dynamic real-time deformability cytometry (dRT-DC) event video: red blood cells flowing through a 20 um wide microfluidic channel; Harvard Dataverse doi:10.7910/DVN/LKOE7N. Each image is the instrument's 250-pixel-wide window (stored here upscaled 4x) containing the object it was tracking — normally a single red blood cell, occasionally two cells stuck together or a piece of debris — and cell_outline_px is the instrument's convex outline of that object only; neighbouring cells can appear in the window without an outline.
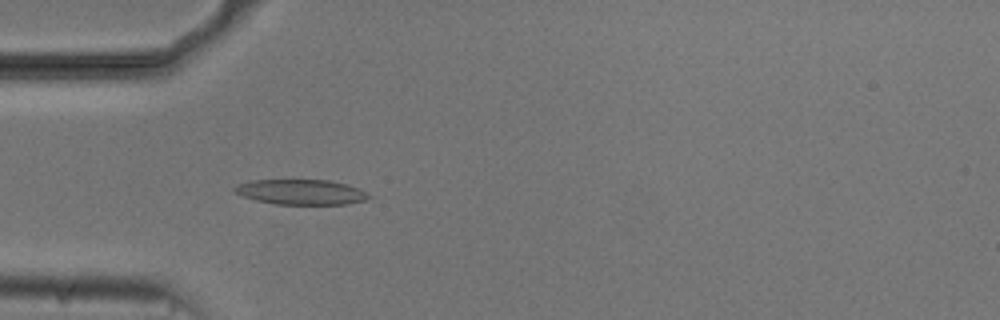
{"species": "common noctule bat (a hibernating species)", "species_latin": "Nyctalus noctula", "temperature_condition": "cold", "stored_images_in_passage": 54, "camera_frame_rate_fps": 3000, "um_per_image_px": 0.085, "animal": {"sex": "male", "body_mass_g": 20.5, "forearm_length_mm": 52.5}, "frame": {"image": 1, "passage_image": 16, "time_ms": 5.0, "image_size_px": [1000, 320], "cell_outline_px": [[372, 196], [368, 200], [344, 204], [276, 204], [256, 200], [244, 196], [236, 192], [232, 188], [236, 184], [252, 180], [328, 180], [360, 188]], "centroid_in_image_um": [25.61, 16.32], "position_along_channel_um": 59.4, "area_um2": 19.59}}
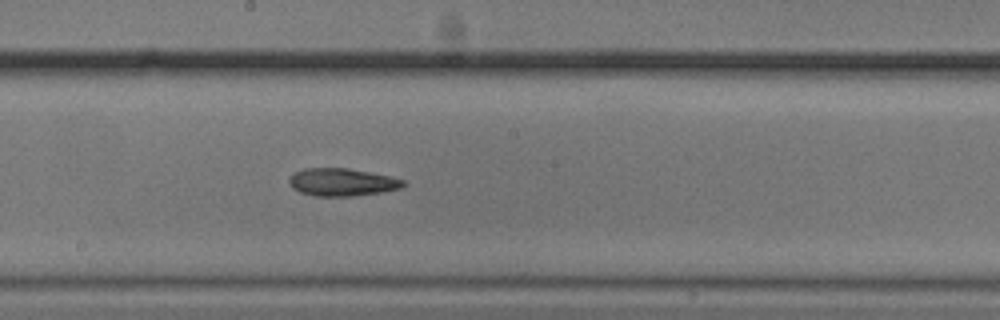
{"frame": {"image": 2, "passage_image": 29, "time_ms": 9.333, "image_size_px": [1000, 320], "cell_outline_px": [[408, 184], [400, 188], [380, 192], [352, 196], [316, 196], [300, 192], [292, 188], [288, 184], [288, 180], [296, 172], [304, 168], [348, 168], [388, 176], [404, 180]], "centroid_in_image_um": [29.06, 15.48], "position_along_channel_um": 219.1, "area_um2": 18.26}}
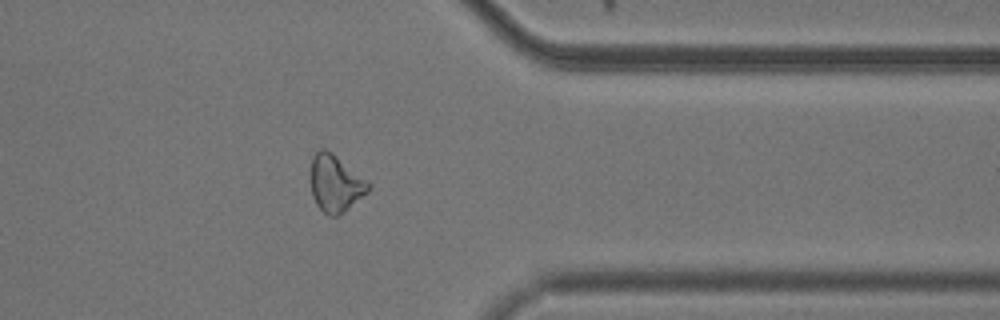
{"frame": {"image": 3, "passage_image": 43, "time_ms": 14.0, "image_size_px": [1000, 320], "cell_outline_px": [[372, 184], [368, 192], [340, 216], [328, 216], [316, 204], [312, 196], [308, 180], [308, 176], [312, 156], [320, 148], [324, 148], [332, 152], [368, 180]], "centroid_in_image_um": [28.48, 15.58], "position_along_channel_um": 382.9, "area_um2": 19.88}, "authors_computed_cell_mechanics": {"area_um2": 19.2185, "velocity_mm_per_s": 3.7278, "shape_relaxation_time_tau1_ms": 7.5866, "shape_relaxation_time_tau2_ms": null, "deformation_change_tau1": 0.1588, "deformation_change_tau2": null}}